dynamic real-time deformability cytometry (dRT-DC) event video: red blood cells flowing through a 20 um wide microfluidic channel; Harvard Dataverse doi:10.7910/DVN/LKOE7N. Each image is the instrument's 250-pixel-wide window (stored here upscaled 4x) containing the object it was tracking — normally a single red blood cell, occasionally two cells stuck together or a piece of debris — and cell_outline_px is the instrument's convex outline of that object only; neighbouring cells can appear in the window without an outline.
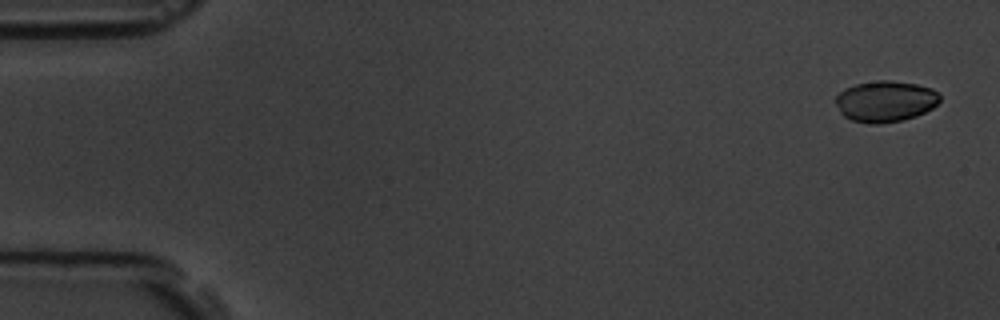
{"species": "common noctule bat (a hibernating species)", "species_latin": "Nyctalus noctula", "temperature_condition": "room temperature", "stored_images_in_passage": 16, "camera_frame_rate_fps": 3000, "um_per_image_px": 0.085, "animal": {"sex": "male", "body_mass_g": 19.5, "forearm_length_mm": 54.6}, "frame": {"image": 1, "passage_image": 2, "time_ms": 0.333, "image_size_px": [1000, 320], "cell_outline_px": [[940, 100], [932, 108], [916, 116], [904, 120], [880, 124], [868, 124], [852, 120], [844, 116], [840, 112], [836, 104], [836, 96], [844, 88], [856, 84], [880, 80], [888, 80], [916, 84], [932, 88], [940, 96]], "centroid_in_image_um": [75.25, 8.62], "position_along_channel_um": 9.8, "area_um2": 24.97}}
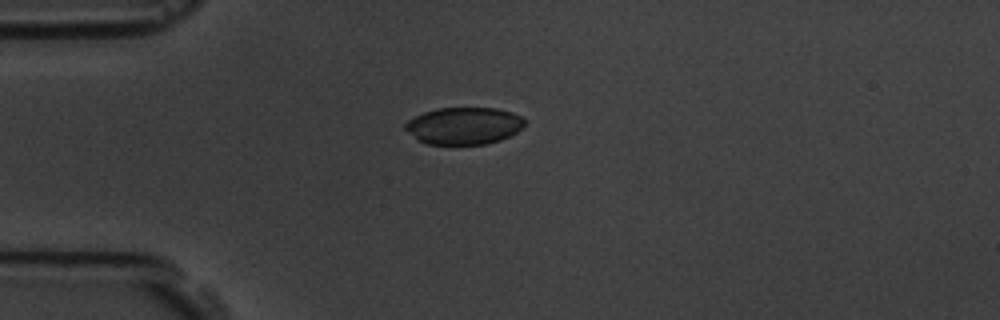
{"frame": {"image": 2, "passage_image": 15, "time_ms": 4.667, "image_size_px": [1000, 320], "cell_outline_px": [[524, 124], [516, 132], [500, 140], [484, 144], [428, 144], [416, 140], [404, 128], [404, 124], [408, 120], [424, 112], [436, 108], [496, 108], [512, 112], [524, 116]], "centroid_in_image_um": [39.41, 10.68], "position_along_channel_um": 45.6, "area_um2": 25.84}}